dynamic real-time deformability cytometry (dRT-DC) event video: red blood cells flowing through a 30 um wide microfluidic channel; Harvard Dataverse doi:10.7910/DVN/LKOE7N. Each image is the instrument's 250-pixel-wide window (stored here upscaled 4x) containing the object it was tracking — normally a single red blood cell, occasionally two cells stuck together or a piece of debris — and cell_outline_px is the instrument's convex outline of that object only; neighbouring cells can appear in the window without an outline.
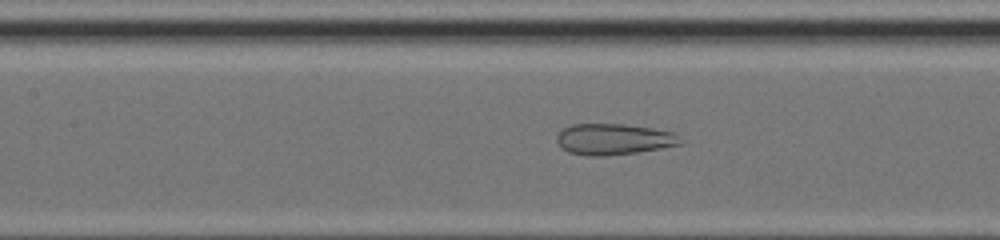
{"species": "common noctule bat (a hibernating species)", "species_latin": "Nyctalus noctula", "temperature_condition": "cold", "stored_images_in_passage": 48, "camera_frame_rate_fps": 3000, "um_per_image_px": 0.085, "animal": {"sex": "female", "body_mass_g": 17.0, "forearm_length_mm": 48.0}, "frame": {"image": 1, "passage_image": 22, "time_ms": 7.0, "image_size_px": [1000, 240], "cell_outline_px": [[680, 144], [660, 148], [636, 152], [604, 156], [588, 156], [568, 152], [560, 148], [556, 140], [556, 136], [564, 128], [572, 124], [624, 124], [652, 128], [672, 132], [676, 136]], "centroid_in_image_um": [52.07, 11.83], "position_along_channel_um": 155.3, "area_um2": 22.14}}
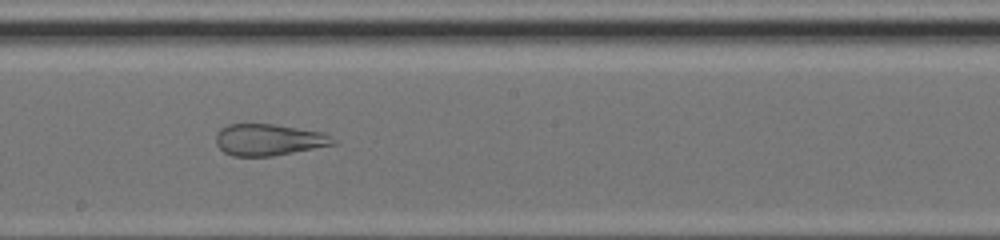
{"frame": {"image": 2, "passage_image": 27, "time_ms": 8.667, "image_size_px": [1000, 240], "cell_outline_px": [[336, 144], [272, 156], [232, 156], [224, 152], [216, 144], [216, 132], [220, 128], [228, 124], [272, 124], [324, 132], [336, 140]], "centroid_in_image_um": [22.82, 11.88], "position_along_channel_um": 225.4, "area_um2": 21.56}}